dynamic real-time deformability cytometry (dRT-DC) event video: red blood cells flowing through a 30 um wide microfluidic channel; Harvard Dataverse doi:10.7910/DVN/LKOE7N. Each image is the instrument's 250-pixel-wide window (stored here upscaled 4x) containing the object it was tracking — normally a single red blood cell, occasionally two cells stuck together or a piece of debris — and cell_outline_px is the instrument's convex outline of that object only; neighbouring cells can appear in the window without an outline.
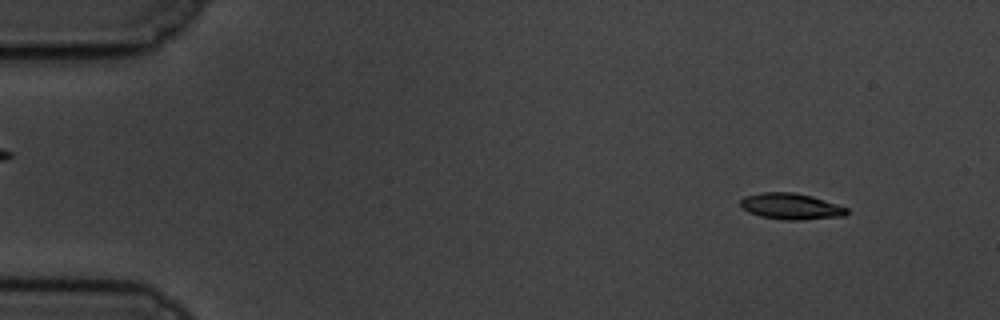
{"species": "common noctule bat (a hibernating species)", "species_latin": "Nyctalus noctula", "temperature_condition": "cold", "stored_images_in_passage": 7, "camera_frame_rate_fps": 3000, "um_per_image_px": 0.085, "animal": {"sex": "male", "body_mass_g": 19.5, "forearm_length_mm": 54.6}, "frame": {"image": 1, "passage_image": 4, "time_ms": 1.0, "image_size_px": [1000, 320], "cell_outline_px": [[848, 212], [844, 216], [800, 220], [784, 220], [760, 216], [748, 212], [740, 204], [740, 200], [744, 196], [760, 192], [796, 192], [812, 196], [848, 208]], "centroid_in_image_um": [67.21, 17.53], "position_along_channel_um": 17.8, "area_um2": 16.24}}